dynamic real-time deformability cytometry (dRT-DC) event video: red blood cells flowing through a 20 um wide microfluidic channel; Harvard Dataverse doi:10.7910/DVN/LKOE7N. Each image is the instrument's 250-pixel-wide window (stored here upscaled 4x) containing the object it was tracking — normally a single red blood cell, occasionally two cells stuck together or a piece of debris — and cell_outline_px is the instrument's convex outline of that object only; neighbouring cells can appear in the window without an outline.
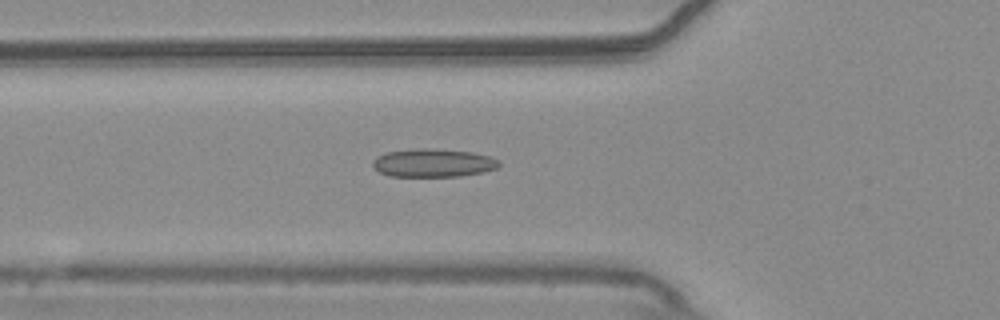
{"species": "common noctule bat (a hibernating species)", "species_latin": "Nyctalus noctula", "temperature_condition": "warm", "stored_images_in_passage": 55, "segment_of_instrument_passage": [1, 2], "camera_frame_rate_fps": 3000, "um_per_image_px": 0.085, "animal": {"sex": "male", "body_mass_g": 20.4}, "frame": {"image": 1, "passage_image": 19, "time_ms": 6.0, "image_size_px": [1000, 320], "cell_outline_px": [[500, 164], [496, 168], [484, 172], [460, 176], [388, 176], [380, 172], [372, 164], [372, 160], [388, 152], [420, 148], [428, 148], [472, 152], [488, 156], [500, 160]], "centroid_in_image_um": [36.85, 13.85], "position_along_channel_um": 89.0, "area_um2": 20.58}}
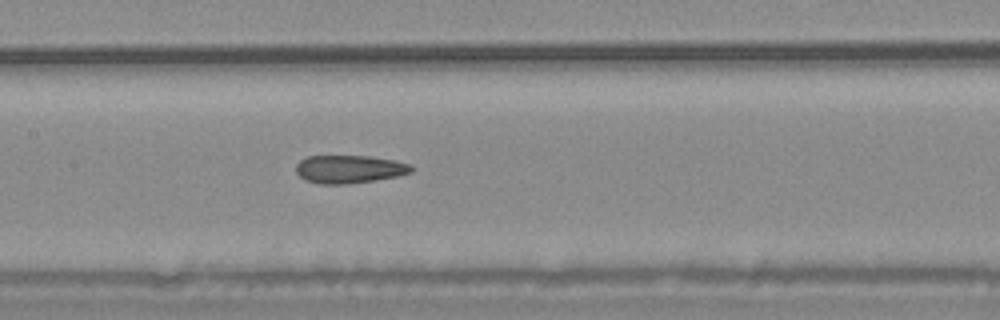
{"frame": {"image": 2, "passage_image": 26, "time_ms": 8.333, "image_size_px": [1000, 320], "cell_outline_px": [[412, 172], [396, 176], [376, 180], [344, 184], [320, 184], [304, 180], [296, 172], [296, 164], [300, 160], [308, 156], [368, 156], [396, 160], [412, 164]], "centroid_in_image_um": [29.69, 14.37], "position_along_channel_um": 177.7, "area_um2": 18.9}}
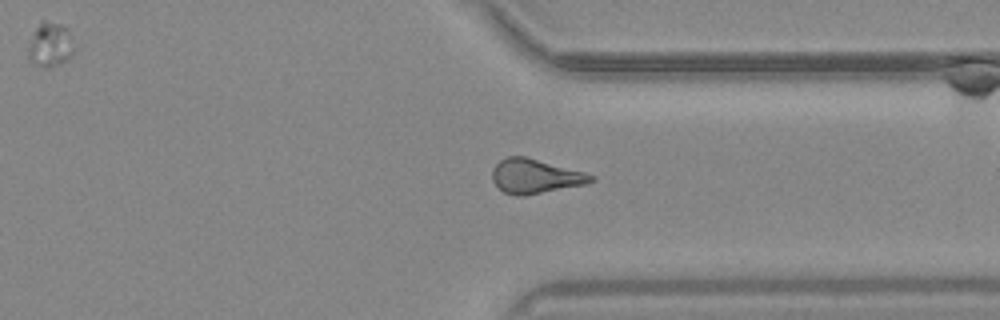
{"frame": {"image": 3, "passage_image": 41, "time_ms": 13.333, "image_size_px": [1000, 320], "cell_outline_px": [[596, 180], [588, 184], [524, 196], [516, 196], [504, 192], [492, 180], [492, 168], [500, 160], [508, 156], [524, 156], [584, 172], [596, 176]], "centroid_in_image_um": [45.52, 14.99], "position_along_channel_um": 365.9, "area_um2": 19.83}}